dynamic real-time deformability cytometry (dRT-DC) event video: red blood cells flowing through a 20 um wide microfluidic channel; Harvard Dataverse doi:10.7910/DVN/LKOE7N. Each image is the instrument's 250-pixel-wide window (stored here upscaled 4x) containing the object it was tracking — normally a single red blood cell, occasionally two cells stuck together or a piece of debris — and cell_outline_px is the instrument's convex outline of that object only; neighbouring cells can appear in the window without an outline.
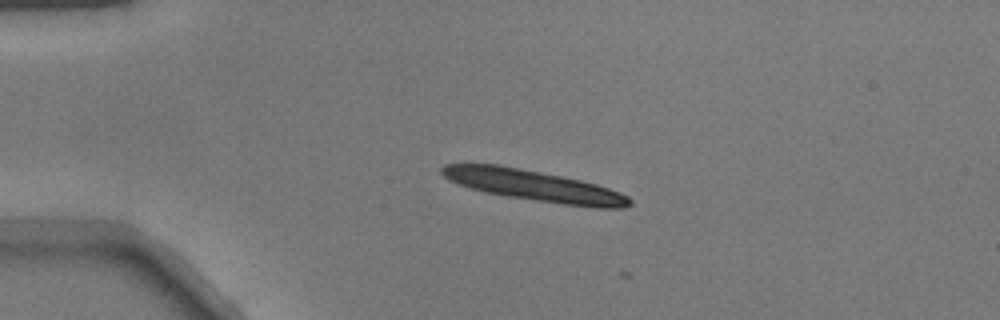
{"species": "common noctule bat (a hibernating species)", "species_latin": "Nyctalus noctula", "temperature_condition": "warm", "stored_images_in_passage": 3, "camera_frame_rate_fps": 3000, "um_per_image_px": 0.085, "animal": {"sex": "male", "body_mass_g": 17.9}, "frame": {"image": 1, "passage_image": 2, "time_ms": 0.333, "image_size_px": [1000, 320], "cell_outline_px": [[632, 204], [624, 208], [596, 208], [564, 204], [508, 196], [484, 192], [448, 180], [440, 172], [440, 168], [444, 164], [500, 164], [580, 180], [596, 184], [620, 192], [628, 196], [632, 200]], "centroid_in_image_um": [45.39, 15.77], "position_along_channel_um": 39.6, "area_um2": 33.58}}